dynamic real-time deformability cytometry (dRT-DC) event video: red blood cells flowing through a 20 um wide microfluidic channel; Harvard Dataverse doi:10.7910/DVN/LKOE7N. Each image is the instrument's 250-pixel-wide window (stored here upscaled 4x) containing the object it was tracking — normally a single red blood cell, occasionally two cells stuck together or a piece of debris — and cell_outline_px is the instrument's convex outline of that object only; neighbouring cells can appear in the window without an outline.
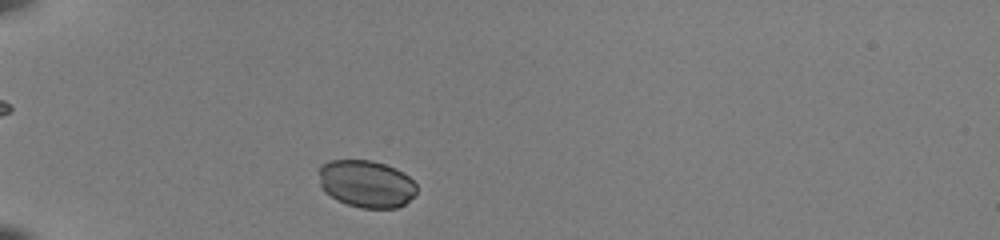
{"species": "common noctule bat (a hibernating species)", "species_latin": "Nyctalus noctula", "temperature_condition": "room temperature", "stored_images_in_passage": 36, "camera_frame_rate_fps": 3000, "um_per_image_px": 0.085, "animal": {"sex": "female", "body_mass_g": 22.0, "forearm_length_mm": 56.7}, "frame": {"image": 1, "passage_image": 1, "time_ms": 0.0, "image_size_px": [1000, 240], "cell_outline_px": [[416, 196], [404, 204], [396, 208], [360, 208], [336, 200], [324, 192], [320, 184], [320, 164], [328, 160], [372, 160], [396, 168], [404, 172], [416, 184]], "centroid_in_image_um": [31.14, 15.62], "position_along_channel_um": 53.9, "area_um2": 27.22}}
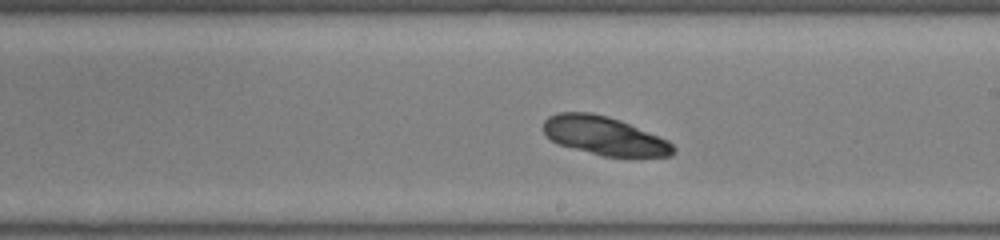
{"frame": {"image": 2, "passage_image": 17, "time_ms": 5.333, "image_size_px": [1000, 240], "cell_outline_px": [[676, 152], [672, 156], [600, 156], [556, 144], [544, 136], [544, 120], [548, 116], [560, 112], [592, 112], [608, 116], [620, 120], [668, 140], [676, 148]], "centroid_in_image_um": [51.33, 11.54], "position_along_channel_um": 237.7, "area_um2": 29.42}}
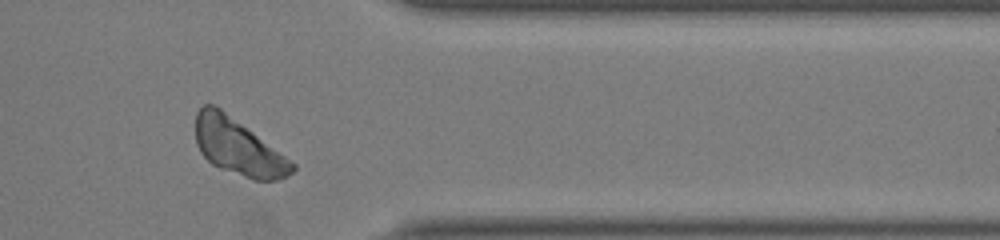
{"frame": {"image": 3, "passage_image": 29, "time_ms": 9.333, "image_size_px": [1000, 240], "cell_outline_px": [[296, 168], [288, 176], [280, 180], [252, 180], [220, 168], [212, 164], [200, 152], [196, 144], [196, 112], [204, 104], [212, 104], [220, 108], [296, 164]], "centroid_in_image_um": [20.23, 12.51], "position_along_channel_um": 391.2, "area_um2": 31.39}, "authors_computed_cell_mechanics": {"area_um2": 29.9115, "velocity_mm_per_s": 3.9525, "shape_relaxation_time_tau1_ms": null, "shape_relaxation_time_tau2_ms": 2.8196, "deformation_change_tau1": null, "deformation_change_tau2": 0.0788}}